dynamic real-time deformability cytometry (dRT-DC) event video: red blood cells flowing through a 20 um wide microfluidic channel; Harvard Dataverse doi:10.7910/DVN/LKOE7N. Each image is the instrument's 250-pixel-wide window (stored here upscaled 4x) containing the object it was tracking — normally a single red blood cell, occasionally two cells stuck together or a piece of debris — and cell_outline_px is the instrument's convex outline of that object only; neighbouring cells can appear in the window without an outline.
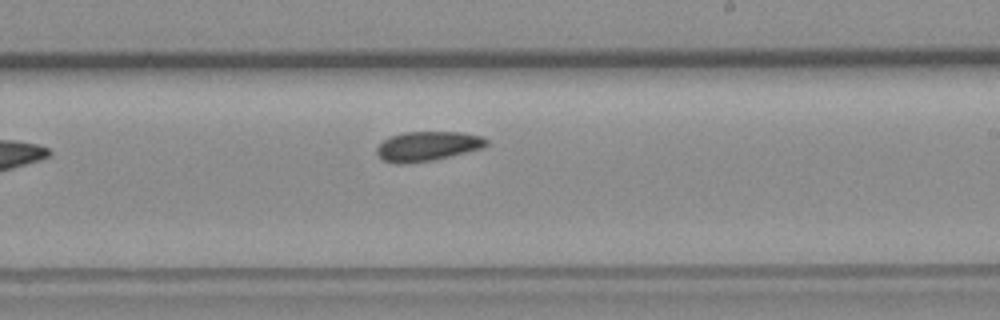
{"species": "common noctule bat (a hibernating species)", "species_latin": "Nyctalus noctula", "temperature_condition": "room temperature", "stored_images_in_passage": 6, "camera_frame_rate_fps": 3000, "um_per_image_px": 0.085, "animal": {"sex": "female", "body_mass_g": 19.3, "forearm_length_mm": 54.1}, "frame": {"image": 1, "passage_image": 6, "time_ms": 5.667, "image_size_px": [1000, 320], "cell_outline_px": [[488, 144], [484, 148], [436, 160], [404, 164], [396, 164], [380, 160], [376, 152], [376, 148], [384, 140], [392, 136], [404, 132], [460, 132], [484, 136], [488, 140]], "centroid_in_image_um": [36.36, 12.44], "position_along_channel_um": 252.6, "area_um2": 19.25}}